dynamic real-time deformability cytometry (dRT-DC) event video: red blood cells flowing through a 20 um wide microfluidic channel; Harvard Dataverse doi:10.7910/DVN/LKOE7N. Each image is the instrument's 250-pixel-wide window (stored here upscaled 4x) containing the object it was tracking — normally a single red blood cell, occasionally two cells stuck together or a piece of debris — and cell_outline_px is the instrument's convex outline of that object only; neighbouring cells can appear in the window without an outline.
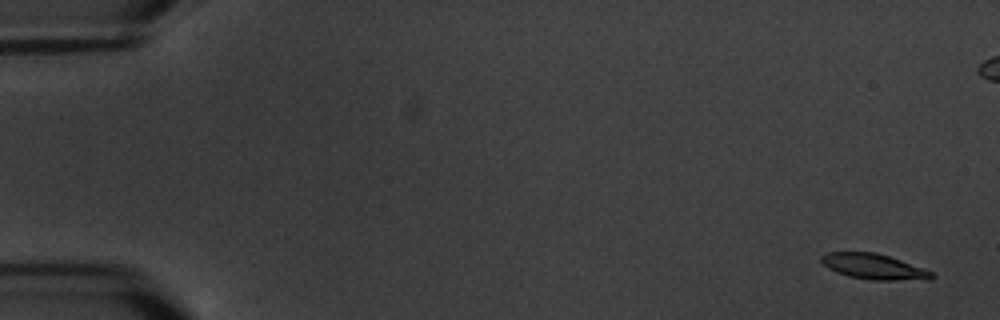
{"species": "common noctule bat (a hibernating species)", "species_latin": "Nyctalus noctula", "temperature_condition": "warm", "stored_images_in_passage": 9, "camera_frame_rate_fps": 3000, "um_per_image_px": 0.085, "animal": {"sex": "male", "body_mass_g": 20.1, "forearm_length_mm": 53.5}, "frame": {"image": 1, "passage_image": 1, "time_ms": 0.0, "image_size_px": [1000, 320], "cell_outline_px": [[936, 276], [932, 280], [872, 280], [848, 276], [836, 272], [828, 268], [820, 260], [820, 256], [828, 252], [876, 252], [924, 268], [932, 272]], "centroid_in_image_um": [74.3, 22.67], "position_along_channel_um": 10.7, "area_um2": 16.47}}